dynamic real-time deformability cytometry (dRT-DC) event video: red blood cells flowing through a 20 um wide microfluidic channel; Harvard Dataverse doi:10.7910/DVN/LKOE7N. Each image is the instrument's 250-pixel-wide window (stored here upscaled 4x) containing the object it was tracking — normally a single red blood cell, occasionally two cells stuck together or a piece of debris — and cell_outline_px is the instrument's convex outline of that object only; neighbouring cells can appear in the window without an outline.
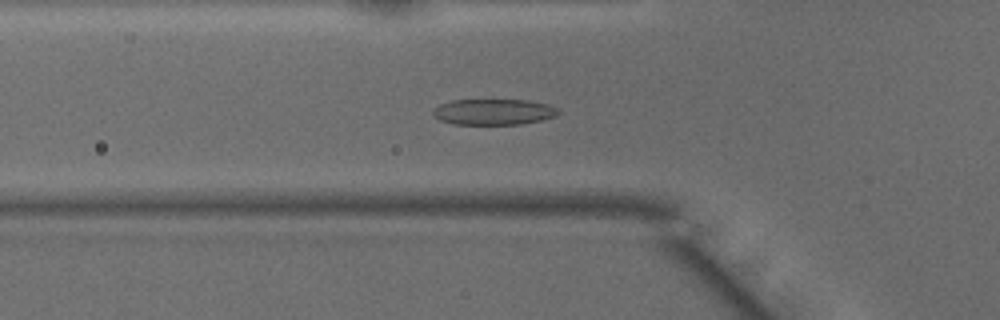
{"species": "common noctule bat (a hibernating species)", "species_latin": "Nyctalus noctula", "temperature_condition": "warm", "stored_images_in_passage": 48, "camera_frame_rate_fps": 3000, "um_per_image_px": 0.085, "animal": {"sex": "male", "body_mass_g": 15.6}, "frame": {"image": 1, "passage_image": 16, "time_ms": 5.0, "image_size_px": [1000, 320], "cell_outline_px": [[560, 112], [556, 116], [540, 120], [520, 124], [452, 124], [440, 120], [432, 116], [432, 112], [440, 104], [452, 100], [528, 100], [548, 104], [556, 108]], "centroid_in_image_um": [41.94, 9.51], "position_along_channel_um": 83.9, "area_um2": 18.84}}
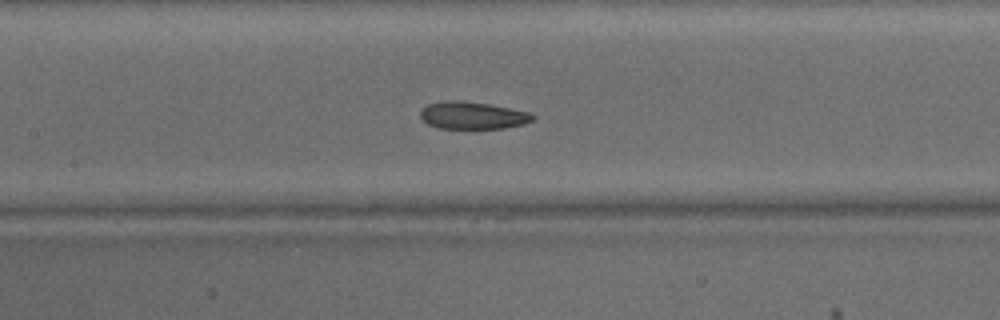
{"frame": {"image": 2, "passage_image": 22, "time_ms": 7.0, "image_size_px": [1000, 320], "cell_outline_px": [[536, 116], [532, 120], [524, 124], [504, 128], [440, 128], [428, 124], [420, 116], [420, 112], [428, 104], [444, 100], [460, 100], [488, 104], [532, 112]], "centroid_in_image_um": [40.2, 9.8], "position_along_channel_um": 167.2, "area_um2": 17.86}}
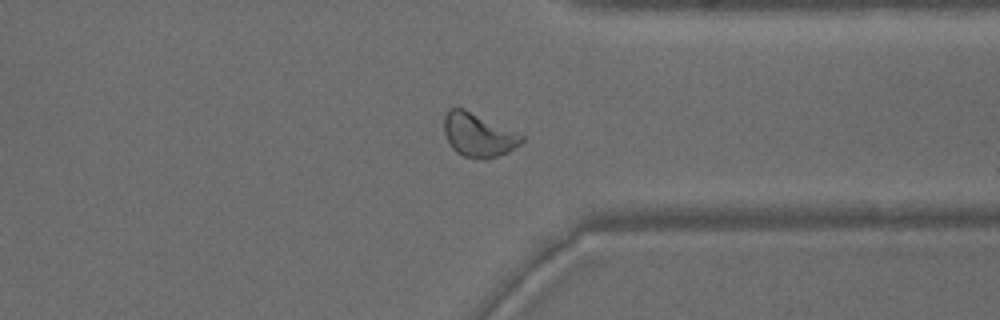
{"frame": {"image": 3, "passage_image": 37, "time_ms": 12.0, "image_size_px": [1000, 320], "cell_outline_px": [[524, 140], [520, 144], [508, 152], [488, 160], [484, 160], [464, 156], [456, 152], [452, 148], [444, 132], [444, 116], [448, 108], [464, 108], [524, 136]], "centroid_in_image_um": [40.64, 11.48], "position_along_channel_um": 370.8, "area_um2": 19.65}, "authors_computed_cell_mechanics": {"area_um2": 19.6809, "velocity_mm_per_s": 4.1227, "shape_relaxation_time_tau1_ms": 5.866, "shape_relaxation_time_tau2_ms": 2.1639, "deformation_change_tau1": 0.1504, "deformation_change_tau2": 0.0822}}